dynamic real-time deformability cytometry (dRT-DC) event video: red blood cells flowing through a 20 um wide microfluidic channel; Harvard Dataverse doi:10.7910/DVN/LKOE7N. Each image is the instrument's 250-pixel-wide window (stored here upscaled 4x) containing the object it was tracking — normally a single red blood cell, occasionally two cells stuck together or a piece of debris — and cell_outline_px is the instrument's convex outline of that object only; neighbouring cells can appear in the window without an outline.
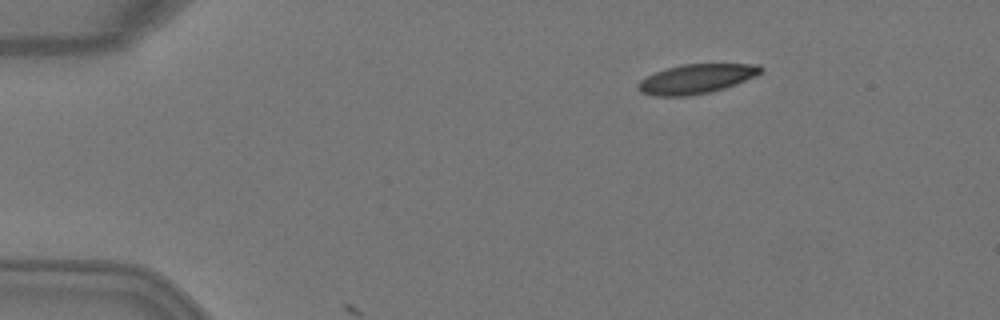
{"species": "Egyptian fruit bat (a non-hibernating species)", "species_latin": "Rousettus aegyptiacus", "temperature_condition": "warm", "stored_images_in_passage": 3, "camera_frame_rate_fps": 3000, "um_per_image_px": 0.085, "animal": {"sex": "female"}, "frame": {"image": 1, "passage_image": 1, "time_ms": 0.0, "image_size_px": [1000, 320], "cell_outline_px": [[764, 68], [756, 76], [736, 84], [712, 92], [688, 96], [652, 96], [640, 92], [636, 88], [636, 84], [640, 80], [656, 72], [680, 64], [760, 64]], "centroid_in_image_um": [59.17, 6.71], "position_along_channel_um": 25.8, "area_um2": 21.15}}